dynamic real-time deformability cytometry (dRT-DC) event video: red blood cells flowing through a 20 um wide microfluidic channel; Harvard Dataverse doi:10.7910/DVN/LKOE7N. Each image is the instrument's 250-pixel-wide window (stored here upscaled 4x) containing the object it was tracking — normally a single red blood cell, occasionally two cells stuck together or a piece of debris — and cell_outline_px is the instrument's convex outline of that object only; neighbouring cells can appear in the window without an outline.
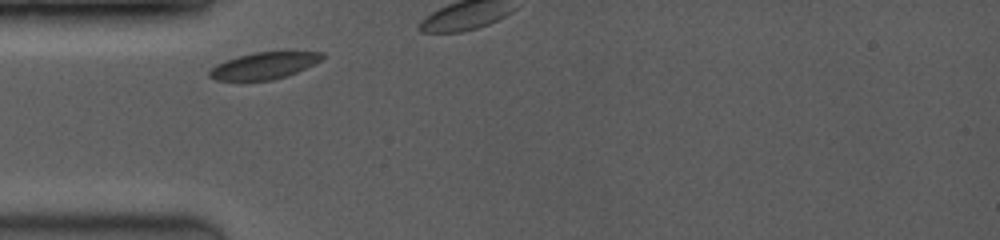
{"species": "common noctule bat (a hibernating species)", "species_latin": "Nyctalus noctula", "temperature_condition": "room temperature", "stored_images_in_passage": 3, "camera_frame_rate_fps": 3500, "um_per_image_px": 0.085, "animal": {"sex": "female", "body_mass_g": 19.0, "forearm_length_mm": 53.3}, "frame": {"image": 1, "passage_image": 1, "time_ms": 0.0, "image_size_px": [1000, 240], "cell_outline_px": [[328, 56], [288, 76], [272, 80], [216, 80], [208, 76], [208, 72], [216, 64], [224, 60], [236, 56], [256, 52], [288, 48], [324, 52]], "centroid_in_image_um": [22.54, 5.51], "position_along_channel_um": 62.5, "area_um2": 18.5}}